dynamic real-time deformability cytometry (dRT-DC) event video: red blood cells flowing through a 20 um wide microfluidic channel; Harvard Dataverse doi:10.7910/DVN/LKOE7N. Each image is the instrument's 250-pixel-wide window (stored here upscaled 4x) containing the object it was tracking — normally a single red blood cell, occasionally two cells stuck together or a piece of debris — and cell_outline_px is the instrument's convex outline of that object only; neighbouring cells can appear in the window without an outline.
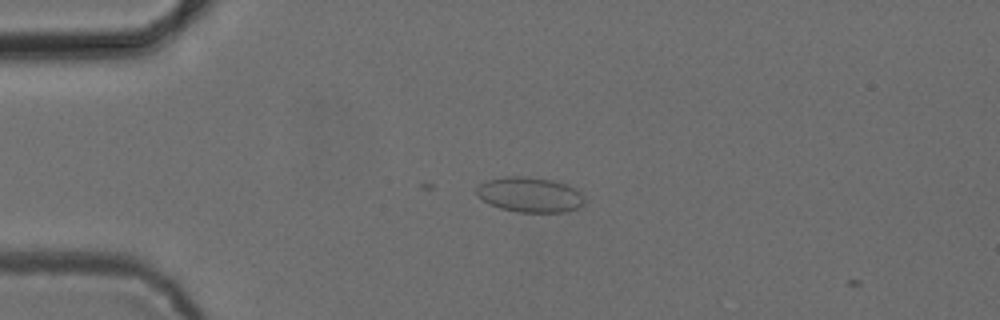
{"species": "common noctule bat (a hibernating species)", "species_latin": "Nyctalus noctula", "temperature_condition": "cold", "stored_images_in_passage": 4, "camera_frame_rate_fps": 3000, "um_per_image_px": 0.085, "animal": {"sex": "female", "body_mass_g": 24.6, "forearm_length_mm": 56.2}, "frame": {"image": 1, "passage_image": 1, "time_ms": 0.0, "image_size_px": [1000, 320], "cell_outline_px": [[584, 204], [576, 208], [564, 212], [520, 212], [500, 208], [488, 204], [476, 196], [476, 188], [480, 184], [488, 180], [504, 176], [528, 176], [552, 180], [564, 184], [580, 192], [584, 200]], "centroid_in_image_um": [44.98, 16.55], "position_along_channel_um": 40.0, "area_um2": 22.02}}